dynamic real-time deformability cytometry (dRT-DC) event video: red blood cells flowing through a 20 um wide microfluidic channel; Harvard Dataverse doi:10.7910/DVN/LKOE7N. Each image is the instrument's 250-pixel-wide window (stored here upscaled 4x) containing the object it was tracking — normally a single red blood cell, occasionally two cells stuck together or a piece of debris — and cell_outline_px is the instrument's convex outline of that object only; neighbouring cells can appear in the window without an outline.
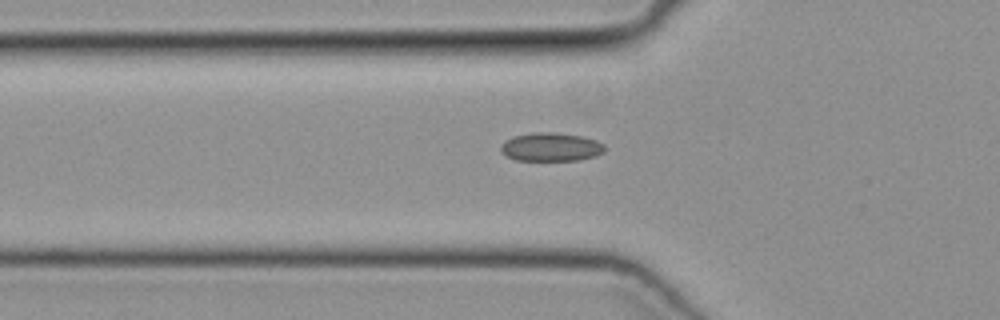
{"species": "common noctule bat (a hibernating species)", "species_latin": "Nyctalus noctula", "temperature_condition": "cold", "stored_images_in_passage": 35, "camera_frame_rate_fps": 3000, "um_per_image_px": 0.085, "animal": {"sex": "female", "body_mass_g": 19.3, "forearm_length_mm": 54.1}, "frame": {"image": 1, "passage_image": 5, "time_ms": 1.333, "image_size_px": [1000, 320], "cell_outline_px": [[604, 152], [596, 156], [580, 160], [516, 160], [500, 152], [500, 148], [512, 136], [532, 132], [556, 132], [584, 136], [596, 140], [604, 144]], "centroid_in_image_um": [46.87, 12.48], "position_along_channel_um": 78.9, "area_um2": 17.34}}
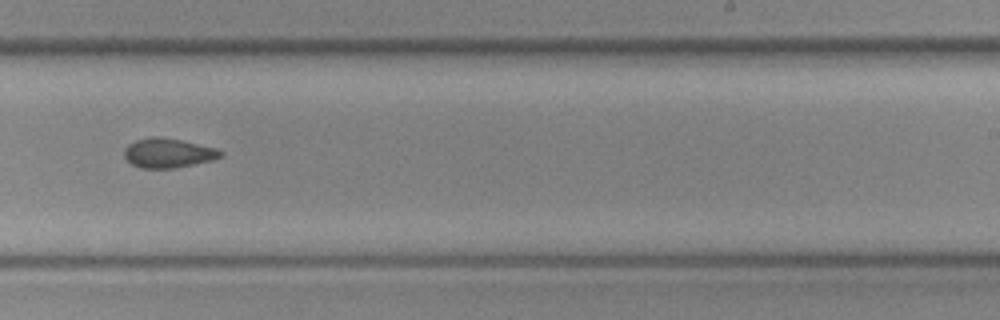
{"frame": {"image": 2, "passage_image": 19, "time_ms": 6.0, "image_size_px": [1000, 320], "cell_outline_px": [[224, 156], [212, 160], [172, 168], [140, 168], [132, 164], [124, 156], [124, 148], [128, 144], [136, 140], [152, 136], [156, 136], [180, 140], [216, 148], [224, 152]], "centroid_in_image_um": [14.28, 13.0], "position_along_channel_um": 274.7, "area_um2": 16.42}}
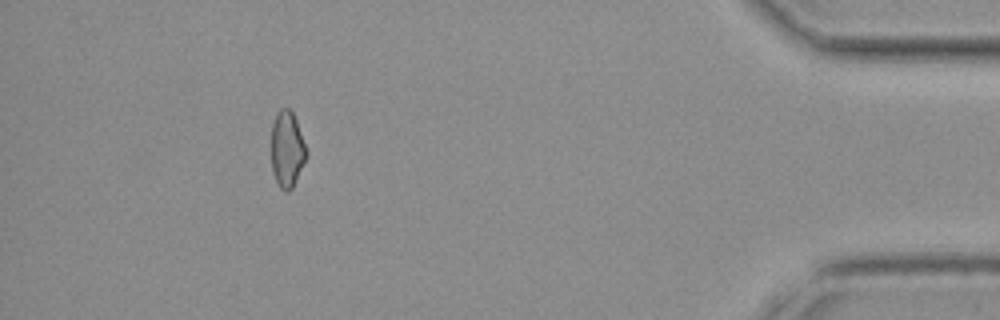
{"frame": {"image": 3, "passage_image": 33, "time_ms": 10.667, "image_size_px": [1000, 320], "cell_outline_px": [[308, 156], [292, 188], [288, 192], [284, 192], [280, 188], [272, 172], [272, 124], [276, 112], [280, 108], [288, 108], [292, 112], [296, 120], [308, 152]], "centroid_in_image_um": [24.41, 12.7], "position_along_channel_um": 410.8, "area_um2": 15.66}}